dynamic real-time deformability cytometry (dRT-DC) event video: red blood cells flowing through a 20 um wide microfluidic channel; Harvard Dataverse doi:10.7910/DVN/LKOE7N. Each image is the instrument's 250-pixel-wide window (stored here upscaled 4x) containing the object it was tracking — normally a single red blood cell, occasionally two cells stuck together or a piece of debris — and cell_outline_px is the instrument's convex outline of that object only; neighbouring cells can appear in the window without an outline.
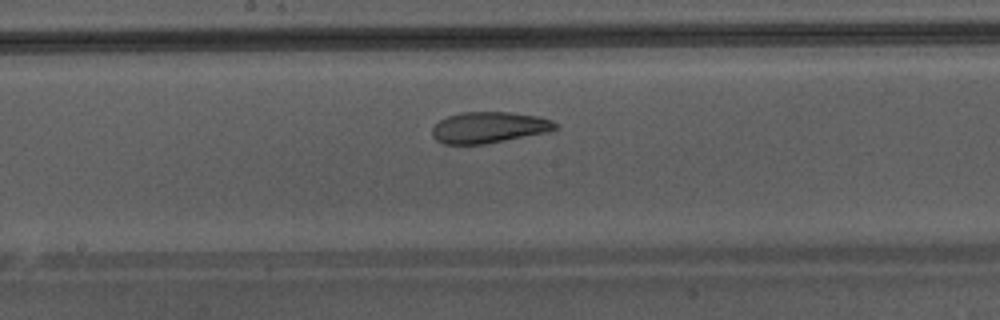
{"species": "Egyptian fruit bat (a non-hibernating species)", "species_latin": "Rousettus aegyptiacus", "temperature_condition": "warm", "stored_images_in_passage": 38, "camera_frame_rate_fps": 3000, "um_per_image_px": 0.085, "animal": {"sex": "male"}, "frame": {"image": 1, "passage_image": 17, "time_ms": 5.333, "image_size_px": [1000, 320], "cell_outline_px": [[556, 128], [544, 132], [484, 144], [444, 144], [436, 140], [432, 136], [432, 128], [440, 120], [448, 116], [460, 112], [512, 112], [540, 116], [552, 120], [556, 124]], "centroid_in_image_um": [41.51, 10.82], "position_along_channel_um": 206.7, "area_um2": 22.14}}
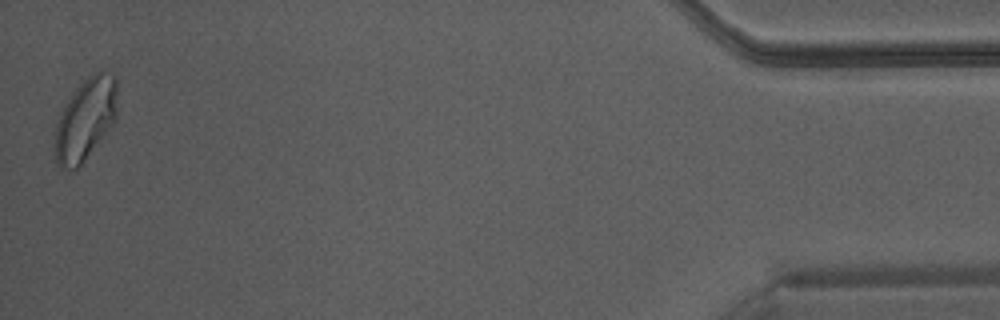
{"frame": {"image": 2, "passage_image": 38, "time_ms": 12.333, "image_size_px": [1000, 320], "cell_outline_px": [[116, 116], [112, 124], [84, 160], [76, 168], [60, 168], [56, 164], [56, 120], [64, 104], [76, 88], [88, 76], [96, 72], [104, 72], [116, 76]], "centroid_in_image_um": [7.25, 10.11], "position_along_channel_um": 428.0, "area_um2": 29.13}, "authors_computed_cell_mechanics": {"area_um2": 24.854, "velocity_mm_per_s": 4.3252, "shape_relaxation_time_tau1_ms": 7.3349, "shape_relaxation_time_tau2_ms": 1.0236, "deformation_change_tau1": 0.16, "deformation_change_tau2": 0.0685}}